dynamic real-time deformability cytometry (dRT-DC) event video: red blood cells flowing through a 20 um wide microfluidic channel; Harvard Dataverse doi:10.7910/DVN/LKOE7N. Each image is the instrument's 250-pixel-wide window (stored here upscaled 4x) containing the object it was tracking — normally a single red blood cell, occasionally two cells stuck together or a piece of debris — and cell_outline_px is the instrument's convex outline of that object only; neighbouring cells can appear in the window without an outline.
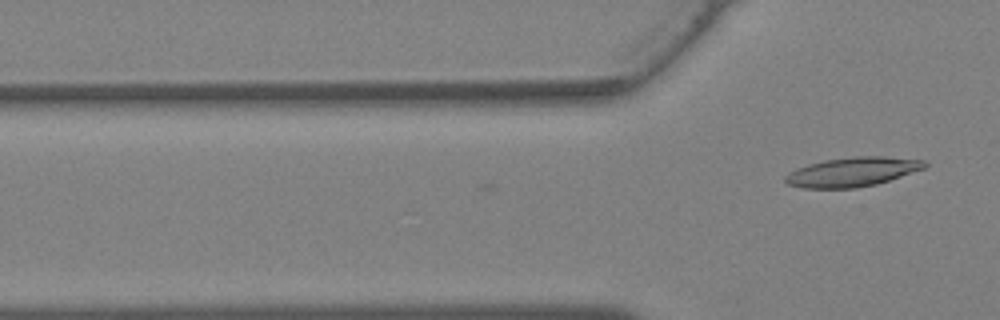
{"species": "Egyptian fruit bat (a non-hibernating species)", "species_latin": "Rousettus aegyptiacus", "temperature_condition": "warm", "stored_images_in_passage": 3, "camera_frame_rate_fps": 3000, "um_per_image_px": 0.085, "animal": {"sex": "female"}, "frame": {"image": 1, "passage_image": 3, "time_ms": 0.667, "image_size_px": [1000, 320], "cell_outline_px": [[928, 164], [924, 168], [876, 184], [856, 188], [804, 188], [788, 184], [784, 180], [784, 176], [788, 172], [796, 168], [808, 164], [824, 160], [856, 156], [884, 156], [924, 160]], "centroid_in_image_um": [72.41, 14.61], "position_along_channel_um": 53.4, "area_um2": 23.7}}